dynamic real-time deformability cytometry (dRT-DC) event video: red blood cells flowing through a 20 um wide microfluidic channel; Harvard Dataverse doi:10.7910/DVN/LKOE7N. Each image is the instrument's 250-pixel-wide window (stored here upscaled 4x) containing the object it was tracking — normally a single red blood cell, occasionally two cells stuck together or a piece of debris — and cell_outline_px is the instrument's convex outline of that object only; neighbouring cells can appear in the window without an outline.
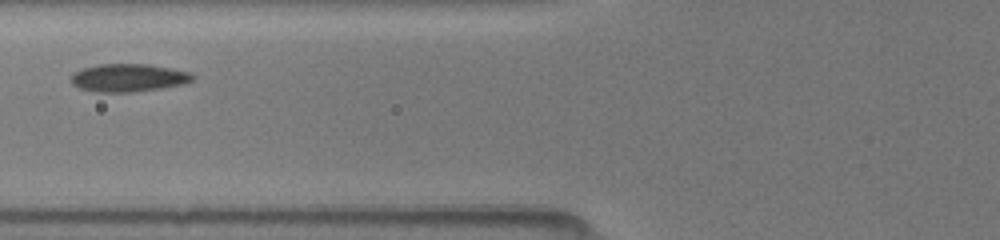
{"species": "common noctule bat (a hibernating species)", "species_latin": "Nyctalus noctula", "temperature_condition": "room temperature", "stored_images_in_passage": 7, "camera_frame_rate_fps": 3000, "um_per_image_px": 0.085, "animal": {"sex": "female", "body_mass_g": 19.5, "forearm_length_mm": 54.1}, "frame": {"image": 1, "passage_image": 3, "time_ms": 1.667, "image_size_px": [1000, 240], "cell_outline_px": [[192, 80], [184, 84], [160, 88], [128, 92], [96, 92], [80, 88], [72, 84], [72, 76], [76, 72], [84, 68], [100, 64], [148, 64], [188, 72], [192, 76]], "centroid_in_image_um": [10.89, 6.61], "position_along_channel_um": 114.9, "area_um2": 19.31}}
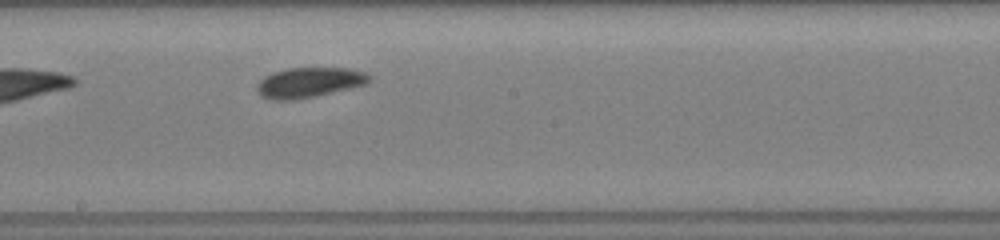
{"frame": {"image": 2, "passage_image": 7, "time_ms": 4.333, "image_size_px": [1000, 240], "cell_outline_px": [[372, 80], [364, 84], [348, 88], [296, 100], [272, 100], [260, 96], [256, 88], [256, 84], [264, 76], [272, 72], [288, 68], [348, 68], [364, 72], [372, 76]], "centroid_in_image_um": [26.22, 7.0], "position_along_channel_um": 222.0, "area_um2": 19.65}}